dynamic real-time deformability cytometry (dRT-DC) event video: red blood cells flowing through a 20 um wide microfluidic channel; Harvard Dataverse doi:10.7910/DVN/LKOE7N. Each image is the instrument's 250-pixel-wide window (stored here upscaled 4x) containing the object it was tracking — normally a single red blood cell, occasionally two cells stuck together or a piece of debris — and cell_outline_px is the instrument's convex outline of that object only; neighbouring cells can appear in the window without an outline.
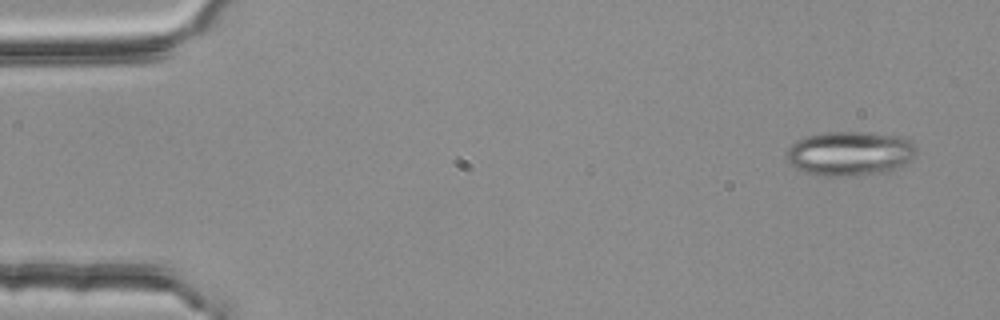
{"species": "common noctule bat (a hibernating species)", "species_latin": "Nyctalus noctula", "temperature_condition": "room temperature", "stored_images_in_passage": 52, "segment_of_instrument_passage": [1, 2], "camera_frame_rate_fps": 3000, "um_per_image_px": 0.085, "animal": {"sex": "female", "body_mass_g": 25.1}, "frame": {"image": 1, "passage_image": 1, "time_ms": 0.0, "image_size_px": [1000, 320], "cell_outline_px": [[916, 156], [912, 160], [900, 168], [892, 172], [836, 176], [824, 176], [804, 172], [788, 164], [788, 148], [796, 140], [808, 136], [828, 132], [872, 132], [904, 136], [916, 148]], "centroid_in_image_um": [72.3, 13.04], "position_along_channel_um": 12.7, "area_um2": 33.93}}